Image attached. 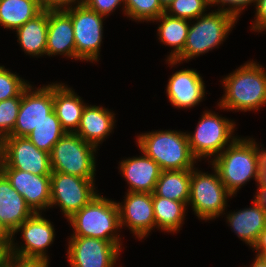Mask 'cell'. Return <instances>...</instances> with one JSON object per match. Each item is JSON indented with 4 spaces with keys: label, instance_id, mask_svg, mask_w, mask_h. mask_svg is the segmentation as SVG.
Returning <instances> with one entry per match:
<instances>
[{
    "label": "cell",
    "instance_id": "obj_24",
    "mask_svg": "<svg viewBox=\"0 0 266 267\" xmlns=\"http://www.w3.org/2000/svg\"><path fill=\"white\" fill-rule=\"evenodd\" d=\"M48 31V11L42 10L33 19L16 29L17 42L22 50L30 56L46 55Z\"/></svg>",
    "mask_w": 266,
    "mask_h": 267
},
{
    "label": "cell",
    "instance_id": "obj_26",
    "mask_svg": "<svg viewBox=\"0 0 266 267\" xmlns=\"http://www.w3.org/2000/svg\"><path fill=\"white\" fill-rule=\"evenodd\" d=\"M152 202L156 228L169 233L180 231L188 205L157 196L152 193Z\"/></svg>",
    "mask_w": 266,
    "mask_h": 267
},
{
    "label": "cell",
    "instance_id": "obj_19",
    "mask_svg": "<svg viewBox=\"0 0 266 267\" xmlns=\"http://www.w3.org/2000/svg\"><path fill=\"white\" fill-rule=\"evenodd\" d=\"M46 55L75 59V36L71 17L64 11H48Z\"/></svg>",
    "mask_w": 266,
    "mask_h": 267
},
{
    "label": "cell",
    "instance_id": "obj_38",
    "mask_svg": "<svg viewBox=\"0 0 266 267\" xmlns=\"http://www.w3.org/2000/svg\"><path fill=\"white\" fill-rule=\"evenodd\" d=\"M49 260L46 259H33V258H21L12 255L11 267H48Z\"/></svg>",
    "mask_w": 266,
    "mask_h": 267
},
{
    "label": "cell",
    "instance_id": "obj_32",
    "mask_svg": "<svg viewBox=\"0 0 266 267\" xmlns=\"http://www.w3.org/2000/svg\"><path fill=\"white\" fill-rule=\"evenodd\" d=\"M30 83L0 65V101L13 97H22V92Z\"/></svg>",
    "mask_w": 266,
    "mask_h": 267
},
{
    "label": "cell",
    "instance_id": "obj_16",
    "mask_svg": "<svg viewBox=\"0 0 266 267\" xmlns=\"http://www.w3.org/2000/svg\"><path fill=\"white\" fill-rule=\"evenodd\" d=\"M10 181L12 187L25 199L26 204L34 213L50 208L51 177L35 175L18 169H0Z\"/></svg>",
    "mask_w": 266,
    "mask_h": 267
},
{
    "label": "cell",
    "instance_id": "obj_46",
    "mask_svg": "<svg viewBox=\"0 0 266 267\" xmlns=\"http://www.w3.org/2000/svg\"><path fill=\"white\" fill-rule=\"evenodd\" d=\"M173 0H159L160 4L164 9L167 8V6L172 2Z\"/></svg>",
    "mask_w": 266,
    "mask_h": 267
},
{
    "label": "cell",
    "instance_id": "obj_10",
    "mask_svg": "<svg viewBox=\"0 0 266 267\" xmlns=\"http://www.w3.org/2000/svg\"><path fill=\"white\" fill-rule=\"evenodd\" d=\"M0 169L51 175L50 153L38 149L27 137L7 136L0 141Z\"/></svg>",
    "mask_w": 266,
    "mask_h": 267
},
{
    "label": "cell",
    "instance_id": "obj_3",
    "mask_svg": "<svg viewBox=\"0 0 266 267\" xmlns=\"http://www.w3.org/2000/svg\"><path fill=\"white\" fill-rule=\"evenodd\" d=\"M136 144L153 159L162 171L193 169L197 160L192 155L186 132L157 130L139 134Z\"/></svg>",
    "mask_w": 266,
    "mask_h": 267
},
{
    "label": "cell",
    "instance_id": "obj_17",
    "mask_svg": "<svg viewBox=\"0 0 266 267\" xmlns=\"http://www.w3.org/2000/svg\"><path fill=\"white\" fill-rule=\"evenodd\" d=\"M204 84L202 76L194 69L176 71L168 80L167 98L178 109L195 107L205 97Z\"/></svg>",
    "mask_w": 266,
    "mask_h": 267
},
{
    "label": "cell",
    "instance_id": "obj_15",
    "mask_svg": "<svg viewBox=\"0 0 266 267\" xmlns=\"http://www.w3.org/2000/svg\"><path fill=\"white\" fill-rule=\"evenodd\" d=\"M124 202L117 203L120 228L128 227L138 239L156 229L152 193L126 192Z\"/></svg>",
    "mask_w": 266,
    "mask_h": 267
},
{
    "label": "cell",
    "instance_id": "obj_29",
    "mask_svg": "<svg viewBox=\"0 0 266 267\" xmlns=\"http://www.w3.org/2000/svg\"><path fill=\"white\" fill-rule=\"evenodd\" d=\"M65 133L53 109L26 137L38 149L51 153L53 146Z\"/></svg>",
    "mask_w": 266,
    "mask_h": 267
},
{
    "label": "cell",
    "instance_id": "obj_9",
    "mask_svg": "<svg viewBox=\"0 0 266 267\" xmlns=\"http://www.w3.org/2000/svg\"><path fill=\"white\" fill-rule=\"evenodd\" d=\"M72 20L75 36V60L98 62L103 37L104 16L84 3L64 10Z\"/></svg>",
    "mask_w": 266,
    "mask_h": 267
},
{
    "label": "cell",
    "instance_id": "obj_23",
    "mask_svg": "<svg viewBox=\"0 0 266 267\" xmlns=\"http://www.w3.org/2000/svg\"><path fill=\"white\" fill-rule=\"evenodd\" d=\"M86 103L67 84L53 83V109L66 133H76Z\"/></svg>",
    "mask_w": 266,
    "mask_h": 267
},
{
    "label": "cell",
    "instance_id": "obj_12",
    "mask_svg": "<svg viewBox=\"0 0 266 267\" xmlns=\"http://www.w3.org/2000/svg\"><path fill=\"white\" fill-rule=\"evenodd\" d=\"M67 260L71 267H114L121 248L113 243L93 237L70 236Z\"/></svg>",
    "mask_w": 266,
    "mask_h": 267
},
{
    "label": "cell",
    "instance_id": "obj_33",
    "mask_svg": "<svg viewBox=\"0 0 266 267\" xmlns=\"http://www.w3.org/2000/svg\"><path fill=\"white\" fill-rule=\"evenodd\" d=\"M21 97L0 101V141L10 136L20 110Z\"/></svg>",
    "mask_w": 266,
    "mask_h": 267
},
{
    "label": "cell",
    "instance_id": "obj_41",
    "mask_svg": "<svg viewBox=\"0 0 266 267\" xmlns=\"http://www.w3.org/2000/svg\"><path fill=\"white\" fill-rule=\"evenodd\" d=\"M254 197L266 209V188H258Z\"/></svg>",
    "mask_w": 266,
    "mask_h": 267
},
{
    "label": "cell",
    "instance_id": "obj_28",
    "mask_svg": "<svg viewBox=\"0 0 266 267\" xmlns=\"http://www.w3.org/2000/svg\"><path fill=\"white\" fill-rule=\"evenodd\" d=\"M41 11L38 0H0V25L16 30Z\"/></svg>",
    "mask_w": 266,
    "mask_h": 267
},
{
    "label": "cell",
    "instance_id": "obj_39",
    "mask_svg": "<svg viewBox=\"0 0 266 267\" xmlns=\"http://www.w3.org/2000/svg\"><path fill=\"white\" fill-rule=\"evenodd\" d=\"M12 257V237H0V267L5 266Z\"/></svg>",
    "mask_w": 266,
    "mask_h": 267
},
{
    "label": "cell",
    "instance_id": "obj_31",
    "mask_svg": "<svg viewBox=\"0 0 266 267\" xmlns=\"http://www.w3.org/2000/svg\"><path fill=\"white\" fill-rule=\"evenodd\" d=\"M209 0H173L165 9V13L175 18L192 21L206 14Z\"/></svg>",
    "mask_w": 266,
    "mask_h": 267
},
{
    "label": "cell",
    "instance_id": "obj_27",
    "mask_svg": "<svg viewBox=\"0 0 266 267\" xmlns=\"http://www.w3.org/2000/svg\"><path fill=\"white\" fill-rule=\"evenodd\" d=\"M191 169L162 171L154 193L162 198L184 202L190 198Z\"/></svg>",
    "mask_w": 266,
    "mask_h": 267
},
{
    "label": "cell",
    "instance_id": "obj_43",
    "mask_svg": "<svg viewBox=\"0 0 266 267\" xmlns=\"http://www.w3.org/2000/svg\"><path fill=\"white\" fill-rule=\"evenodd\" d=\"M250 267H266V266L258 256H255V259Z\"/></svg>",
    "mask_w": 266,
    "mask_h": 267
},
{
    "label": "cell",
    "instance_id": "obj_11",
    "mask_svg": "<svg viewBox=\"0 0 266 267\" xmlns=\"http://www.w3.org/2000/svg\"><path fill=\"white\" fill-rule=\"evenodd\" d=\"M51 203L62 210L69 219L75 212L87 205L97 193L94 179H85L61 172H51Z\"/></svg>",
    "mask_w": 266,
    "mask_h": 267
},
{
    "label": "cell",
    "instance_id": "obj_18",
    "mask_svg": "<svg viewBox=\"0 0 266 267\" xmlns=\"http://www.w3.org/2000/svg\"><path fill=\"white\" fill-rule=\"evenodd\" d=\"M141 153L143 156H133L119 162L118 169L129 185L127 192L153 193L162 170L153 159Z\"/></svg>",
    "mask_w": 266,
    "mask_h": 267
},
{
    "label": "cell",
    "instance_id": "obj_44",
    "mask_svg": "<svg viewBox=\"0 0 266 267\" xmlns=\"http://www.w3.org/2000/svg\"><path fill=\"white\" fill-rule=\"evenodd\" d=\"M260 153H261V165L260 166H266V150L264 147L263 148L261 147Z\"/></svg>",
    "mask_w": 266,
    "mask_h": 267
},
{
    "label": "cell",
    "instance_id": "obj_35",
    "mask_svg": "<svg viewBox=\"0 0 266 267\" xmlns=\"http://www.w3.org/2000/svg\"><path fill=\"white\" fill-rule=\"evenodd\" d=\"M84 4L90 9L94 10L99 15L107 17L110 13L114 12L116 8L123 5L124 12V0H84ZM120 5V6H119Z\"/></svg>",
    "mask_w": 266,
    "mask_h": 267
},
{
    "label": "cell",
    "instance_id": "obj_4",
    "mask_svg": "<svg viewBox=\"0 0 266 267\" xmlns=\"http://www.w3.org/2000/svg\"><path fill=\"white\" fill-rule=\"evenodd\" d=\"M67 220L74 230L71 236L103 239L117 244L122 249L116 201L98 194Z\"/></svg>",
    "mask_w": 266,
    "mask_h": 267
},
{
    "label": "cell",
    "instance_id": "obj_13",
    "mask_svg": "<svg viewBox=\"0 0 266 267\" xmlns=\"http://www.w3.org/2000/svg\"><path fill=\"white\" fill-rule=\"evenodd\" d=\"M21 231L25 241L21 247L14 242L15 233ZM55 230L50 220L41 213H34L12 234V255L21 258L49 260L46 249L54 242ZM17 245V246H16Z\"/></svg>",
    "mask_w": 266,
    "mask_h": 267
},
{
    "label": "cell",
    "instance_id": "obj_20",
    "mask_svg": "<svg viewBox=\"0 0 266 267\" xmlns=\"http://www.w3.org/2000/svg\"><path fill=\"white\" fill-rule=\"evenodd\" d=\"M34 212L0 171V222L12 235Z\"/></svg>",
    "mask_w": 266,
    "mask_h": 267
},
{
    "label": "cell",
    "instance_id": "obj_5",
    "mask_svg": "<svg viewBox=\"0 0 266 267\" xmlns=\"http://www.w3.org/2000/svg\"><path fill=\"white\" fill-rule=\"evenodd\" d=\"M196 21L194 24L190 21L183 52L175 60H166L168 64L174 66L184 60L190 61L221 45L238 20L227 12L213 10L196 18Z\"/></svg>",
    "mask_w": 266,
    "mask_h": 267
},
{
    "label": "cell",
    "instance_id": "obj_40",
    "mask_svg": "<svg viewBox=\"0 0 266 267\" xmlns=\"http://www.w3.org/2000/svg\"><path fill=\"white\" fill-rule=\"evenodd\" d=\"M252 249L256 251L255 253H266V227L261 231Z\"/></svg>",
    "mask_w": 266,
    "mask_h": 267
},
{
    "label": "cell",
    "instance_id": "obj_6",
    "mask_svg": "<svg viewBox=\"0 0 266 267\" xmlns=\"http://www.w3.org/2000/svg\"><path fill=\"white\" fill-rule=\"evenodd\" d=\"M235 121L219 116L209 110L204 111L194 133L186 132L189 148L196 160L215 159L226 146H229L238 136H234Z\"/></svg>",
    "mask_w": 266,
    "mask_h": 267
},
{
    "label": "cell",
    "instance_id": "obj_45",
    "mask_svg": "<svg viewBox=\"0 0 266 267\" xmlns=\"http://www.w3.org/2000/svg\"><path fill=\"white\" fill-rule=\"evenodd\" d=\"M0 237H12V235L2 226L0 222Z\"/></svg>",
    "mask_w": 266,
    "mask_h": 267
},
{
    "label": "cell",
    "instance_id": "obj_42",
    "mask_svg": "<svg viewBox=\"0 0 266 267\" xmlns=\"http://www.w3.org/2000/svg\"><path fill=\"white\" fill-rule=\"evenodd\" d=\"M257 188H266V166H260Z\"/></svg>",
    "mask_w": 266,
    "mask_h": 267
},
{
    "label": "cell",
    "instance_id": "obj_14",
    "mask_svg": "<svg viewBox=\"0 0 266 267\" xmlns=\"http://www.w3.org/2000/svg\"><path fill=\"white\" fill-rule=\"evenodd\" d=\"M32 86L22 92L20 110L10 136L26 137L53 110V83L38 88Z\"/></svg>",
    "mask_w": 266,
    "mask_h": 267
},
{
    "label": "cell",
    "instance_id": "obj_36",
    "mask_svg": "<svg viewBox=\"0 0 266 267\" xmlns=\"http://www.w3.org/2000/svg\"><path fill=\"white\" fill-rule=\"evenodd\" d=\"M40 8L45 11L67 10L84 3V0H38Z\"/></svg>",
    "mask_w": 266,
    "mask_h": 267
},
{
    "label": "cell",
    "instance_id": "obj_21",
    "mask_svg": "<svg viewBox=\"0 0 266 267\" xmlns=\"http://www.w3.org/2000/svg\"><path fill=\"white\" fill-rule=\"evenodd\" d=\"M115 122V114L108 108L86 104L76 134L98 149L112 133Z\"/></svg>",
    "mask_w": 266,
    "mask_h": 267
},
{
    "label": "cell",
    "instance_id": "obj_22",
    "mask_svg": "<svg viewBox=\"0 0 266 267\" xmlns=\"http://www.w3.org/2000/svg\"><path fill=\"white\" fill-rule=\"evenodd\" d=\"M252 206L229 212L227 222L230 228L251 248L257 242L261 231L266 227V209L254 197Z\"/></svg>",
    "mask_w": 266,
    "mask_h": 267
},
{
    "label": "cell",
    "instance_id": "obj_47",
    "mask_svg": "<svg viewBox=\"0 0 266 267\" xmlns=\"http://www.w3.org/2000/svg\"><path fill=\"white\" fill-rule=\"evenodd\" d=\"M256 256H258L266 266V253H256Z\"/></svg>",
    "mask_w": 266,
    "mask_h": 267
},
{
    "label": "cell",
    "instance_id": "obj_30",
    "mask_svg": "<svg viewBox=\"0 0 266 267\" xmlns=\"http://www.w3.org/2000/svg\"><path fill=\"white\" fill-rule=\"evenodd\" d=\"M124 2V14L135 21L150 22L165 13L159 0H124Z\"/></svg>",
    "mask_w": 266,
    "mask_h": 267
},
{
    "label": "cell",
    "instance_id": "obj_37",
    "mask_svg": "<svg viewBox=\"0 0 266 267\" xmlns=\"http://www.w3.org/2000/svg\"><path fill=\"white\" fill-rule=\"evenodd\" d=\"M255 19L251 30L255 32L266 31V0H257Z\"/></svg>",
    "mask_w": 266,
    "mask_h": 267
},
{
    "label": "cell",
    "instance_id": "obj_25",
    "mask_svg": "<svg viewBox=\"0 0 266 267\" xmlns=\"http://www.w3.org/2000/svg\"><path fill=\"white\" fill-rule=\"evenodd\" d=\"M160 22L158 24L157 36L161 43L173 48L167 60H175L182 52L186 43L189 23L190 20L175 18L167 15L166 13L161 14L157 19L152 22Z\"/></svg>",
    "mask_w": 266,
    "mask_h": 267
},
{
    "label": "cell",
    "instance_id": "obj_48",
    "mask_svg": "<svg viewBox=\"0 0 266 267\" xmlns=\"http://www.w3.org/2000/svg\"><path fill=\"white\" fill-rule=\"evenodd\" d=\"M3 267H11V258H10L9 262Z\"/></svg>",
    "mask_w": 266,
    "mask_h": 267
},
{
    "label": "cell",
    "instance_id": "obj_1",
    "mask_svg": "<svg viewBox=\"0 0 266 267\" xmlns=\"http://www.w3.org/2000/svg\"><path fill=\"white\" fill-rule=\"evenodd\" d=\"M228 192L235 196L252 178L258 184L261 165L260 147L252 138L237 137L210 161Z\"/></svg>",
    "mask_w": 266,
    "mask_h": 267
},
{
    "label": "cell",
    "instance_id": "obj_34",
    "mask_svg": "<svg viewBox=\"0 0 266 267\" xmlns=\"http://www.w3.org/2000/svg\"><path fill=\"white\" fill-rule=\"evenodd\" d=\"M257 4V0H209L210 6H220L217 10L227 12L233 15L237 20L245 7L252 4ZM220 4V5H219ZM227 6V8L225 7ZM222 6V7H221Z\"/></svg>",
    "mask_w": 266,
    "mask_h": 267
},
{
    "label": "cell",
    "instance_id": "obj_7",
    "mask_svg": "<svg viewBox=\"0 0 266 267\" xmlns=\"http://www.w3.org/2000/svg\"><path fill=\"white\" fill-rule=\"evenodd\" d=\"M97 148L76 133H65L50 153L52 172L95 179Z\"/></svg>",
    "mask_w": 266,
    "mask_h": 267
},
{
    "label": "cell",
    "instance_id": "obj_8",
    "mask_svg": "<svg viewBox=\"0 0 266 267\" xmlns=\"http://www.w3.org/2000/svg\"><path fill=\"white\" fill-rule=\"evenodd\" d=\"M214 170V174L199 171L197 168L191 169L190 179V198L188 205L192 206V210L198 219L211 220L219 217L220 214L227 209V199L233 196L228 192L222 183L218 171Z\"/></svg>",
    "mask_w": 266,
    "mask_h": 267
},
{
    "label": "cell",
    "instance_id": "obj_2",
    "mask_svg": "<svg viewBox=\"0 0 266 267\" xmlns=\"http://www.w3.org/2000/svg\"><path fill=\"white\" fill-rule=\"evenodd\" d=\"M225 94L220 109L256 111L266 104V71L255 61H247L222 79Z\"/></svg>",
    "mask_w": 266,
    "mask_h": 267
}]
</instances>
